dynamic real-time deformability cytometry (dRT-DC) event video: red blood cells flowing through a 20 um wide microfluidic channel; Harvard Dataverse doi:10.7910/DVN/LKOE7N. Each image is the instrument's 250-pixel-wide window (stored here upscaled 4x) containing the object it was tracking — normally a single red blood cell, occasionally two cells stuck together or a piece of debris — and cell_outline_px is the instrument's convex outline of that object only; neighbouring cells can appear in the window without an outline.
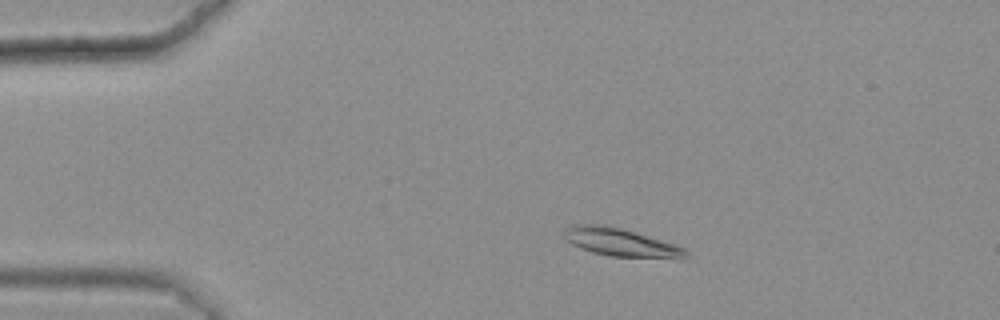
{"species": "common noctule bat (a hibernating species)", "species_latin": "Nyctalus noctula", "temperature_condition": "warm", "stored_images_in_passage": 45, "camera_frame_rate_fps": 3000, "um_per_image_px": 0.085, "animal": {"sex": "female", "body_mass_g": 25.1}, "frame": {"image": 1, "passage_image": 9, "time_ms": 2.667, "image_size_px": [1000, 320], "cell_outline_px": [[692, 256], [688, 260], [680, 260], [612, 256], [592, 252], [580, 248], [572, 244], [564, 236], [564, 232], [572, 224], [604, 224], [636, 232], [684, 248]], "centroid_in_image_um": [52.88, 20.64], "position_along_channel_um": 32.1, "area_um2": 20.23}}
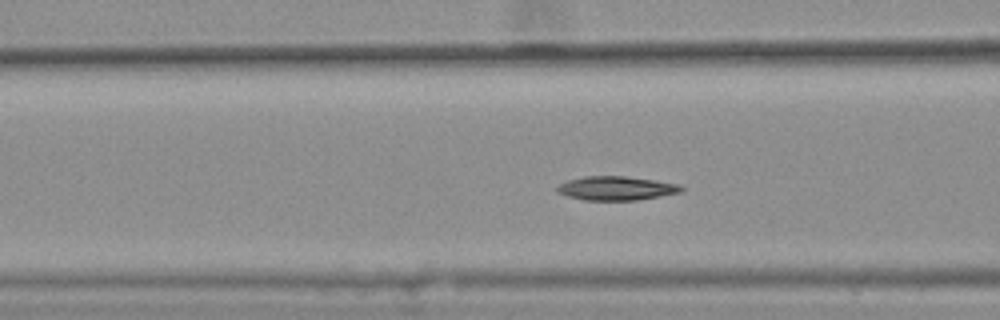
{"frame": {"image": 2, "passage_image": 20, "time_ms": 6.333, "image_size_px": [1000, 320], "cell_outline_px": [[684, 188], [680, 192], [660, 196], [636, 200], [584, 200], [568, 196], [556, 192], [556, 188], [560, 184], [568, 180], [584, 176], [624, 176], [656, 180], [680, 184]], "centroid_in_image_um": [52.38, 16.0], "position_along_channel_um": 114.2, "area_um2": 17.28}}
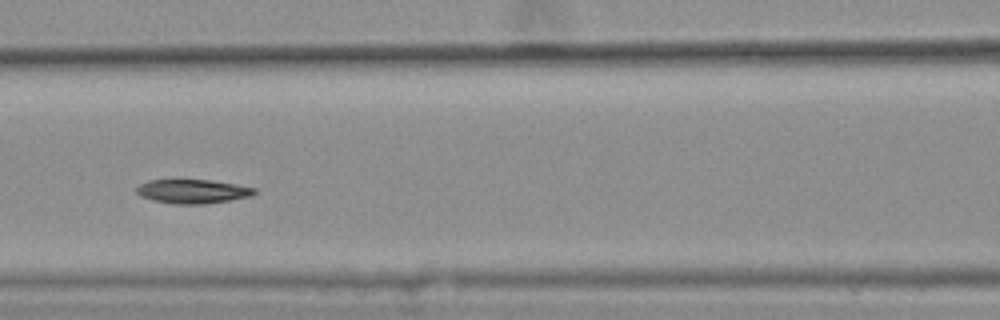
{"frame": {"image": 3, "passage_image": 23, "time_ms": 7.333, "image_size_px": [1000, 320], "cell_outline_px": [[260, 192], [252, 196], [232, 200], [204, 204], [172, 204], [152, 200], [140, 196], [136, 192], [136, 188], [140, 184], [148, 180], [212, 180], [236, 184], [256, 188]], "centroid_in_image_um": [16.42, 16.27], "position_along_channel_um": 150.2, "area_um2": 16.76}, "authors_computed_cell_mechanics": {"area_um2": 17.2822, "velocity_mm_per_s": 3.6029, "shape_relaxation_time_tau1_ms": 4.7128, "shape_relaxation_time_tau2_ms": null, "deformation_change_tau1": 0.1623, "deformation_change_tau2": null}}